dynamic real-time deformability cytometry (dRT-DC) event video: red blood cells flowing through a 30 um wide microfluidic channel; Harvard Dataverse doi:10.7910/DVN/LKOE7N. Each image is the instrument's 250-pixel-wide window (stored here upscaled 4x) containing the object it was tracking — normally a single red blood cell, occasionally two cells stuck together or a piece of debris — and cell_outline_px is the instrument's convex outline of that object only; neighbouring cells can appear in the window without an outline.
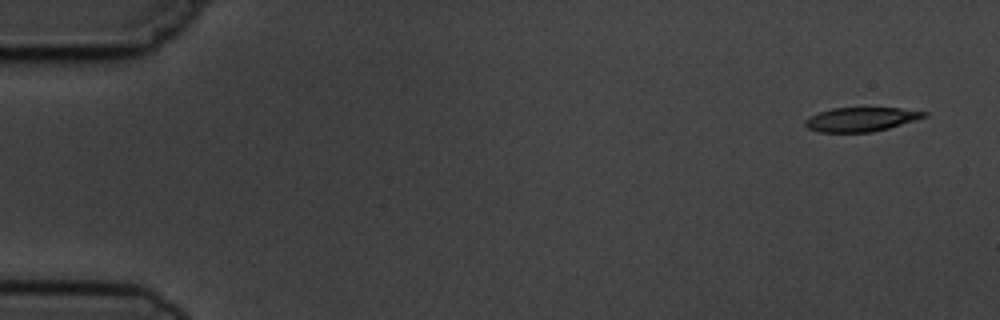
{"species": "common noctule bat (a hibernating species)", "species_latin": "Nyctalus noctula", "temperature_condition": "cold", "stored_images_in_passage": 5, "camera_frame_rate_fps": 3000, "um_per_image_px": 0.085, "animal": {"sex": "male", "body_mass_g": 19.5, "forearm_length_mm": 54.6}, "frame": {"image": 1, "passage_image": 1, "time_ms": 0.0, "image_size_px": [1000, 320], "cell_outline_px": [[928, 116], [888, 128], [872, 132], [820, 132], [808, 128], [804, 124], [804, 120], [820, 112], [832, 108], [900, 108], [928, 112]], "centroid_in_image_um": [73.2, 10.14], "position_along_channel_um": 11.8, "area_um2": 16.53}}
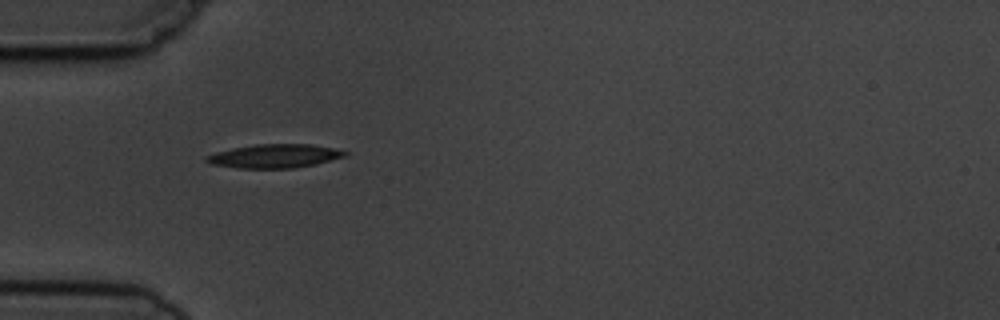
{"frame": {"image": 2, "passage_image": 5, "time_ms": 4.667, "image_size_px": [1000, 320], "cell_outline_px": [[348, 156], [316, 164], [292, 168], [236, 168], [212, 164], [204, 160], [204, 156], [216, 152], [232, 148], [256, 144], [312, 144], [336, 148], [348, 152]], "centroid_in_image_um": [23.36, 13.26], "position_along_channel_um": 61.6, "area_um2": 19.31}}